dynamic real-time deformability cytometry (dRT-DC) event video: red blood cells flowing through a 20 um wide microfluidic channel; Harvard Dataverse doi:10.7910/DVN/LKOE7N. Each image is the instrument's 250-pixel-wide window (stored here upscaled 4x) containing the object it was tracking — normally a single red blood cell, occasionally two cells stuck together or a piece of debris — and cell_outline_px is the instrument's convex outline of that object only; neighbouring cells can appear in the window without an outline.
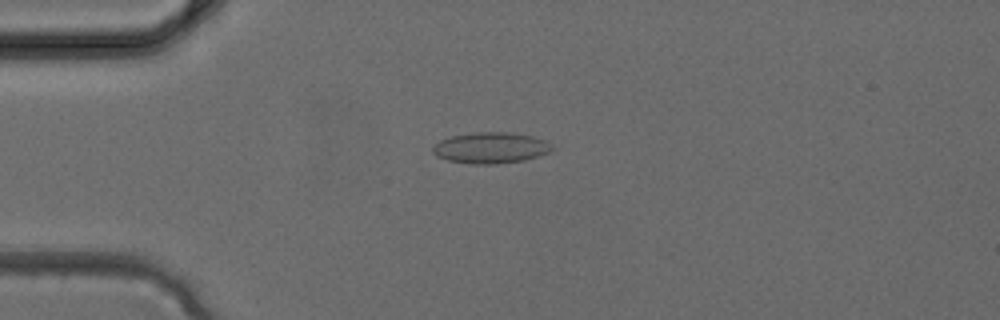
{"species": "common noctule bat (a hibernating species)", "species_latin": "Nyctalus noctula", "temperature_condition": "cold", "stored_images_in_passage": 3, "camera_frame_rate_fps": 3000, "um_per_image_px": 0.085, "animal": {"sex": "female", "body_mass_g": 24.6, "forearm_length_mm": 56.2}, "frame": {"image": 1, "passage_image": 3, "time_ms": 0.667, "image_size_px": [1000, 320], "cell_outline_px": [[556, 148], [548, 152], [524, 160], [496, 164], [472, 164], [448, 160], [436, 156], [432, 152], [432, 148], [440, 140], [452, 136], [476, 132], [512, 132], [532, 136], [544, 140], [552, 144]], "centroid_in_image_um": [41.72, 12.56], "position_along_channel_um": 43.3, "area_um2": 21.56}}